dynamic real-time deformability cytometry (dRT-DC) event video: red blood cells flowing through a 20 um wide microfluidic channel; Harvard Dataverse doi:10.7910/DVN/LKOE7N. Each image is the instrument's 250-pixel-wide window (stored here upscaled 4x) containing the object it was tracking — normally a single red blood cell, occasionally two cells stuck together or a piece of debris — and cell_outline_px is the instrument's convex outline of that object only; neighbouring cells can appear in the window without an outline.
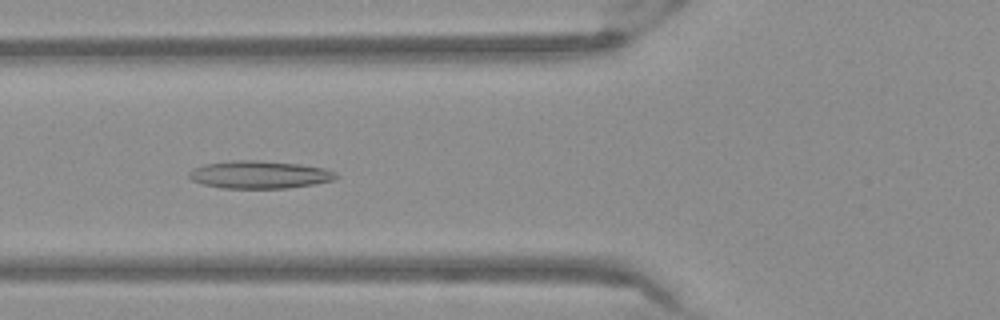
{"species": "Egyptian fruit bat (a non-hibernating species)", "species_latin": "Rousettus aegyptiacus", "temperature_condition": "warm", "stored_images_in_passage": 49, "camera_frame_rate_fps": 3000, "um_per_image_px": 0.085, "frame": {"image": 1, "passage_image": 17, "time_ms": 5.333, "image_size_px": [1000, 320], "cell_outline_px": [[340, 176], [336, 180], [288, 188], [224, 188], [204, 184], [192, 180], [188, 176], [188, 172], [192, 168], [204, 164], [236, 160], [256, 160], [300, 164], [324, 168], [336, 172]], "centroid_in_image_um": [22.08, 14.84], "position_along_channel_um": 103.7, "area_um2": 23.76}}
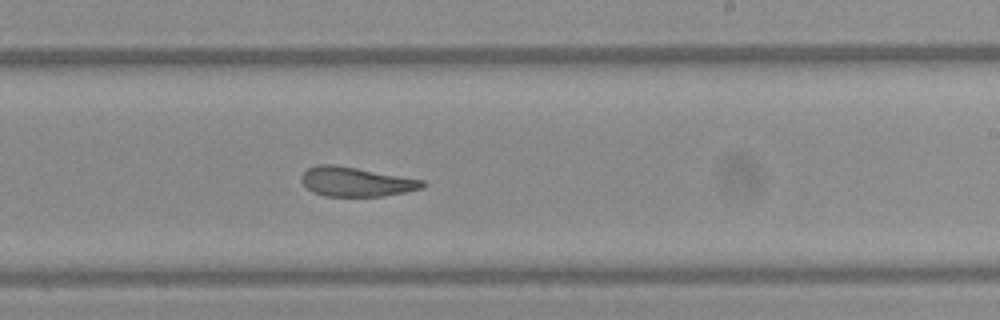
{"frame": {"image": 2, "passage_image": 29, "time_ms": 9.333, "image_size_px": [1000, 320], "cell_outline_px": [[428, 184], [424, 188], [384, 196], [324, 196], [312, 192], [300, 180], [300, 176], [308, 168], [320, 164], [332, 164], [356, 168], [424, 180]], "centroid_in_image_um": [30.27, 15.45], "position_along_channel_um": 258.7, "area_um2": 20.69}}
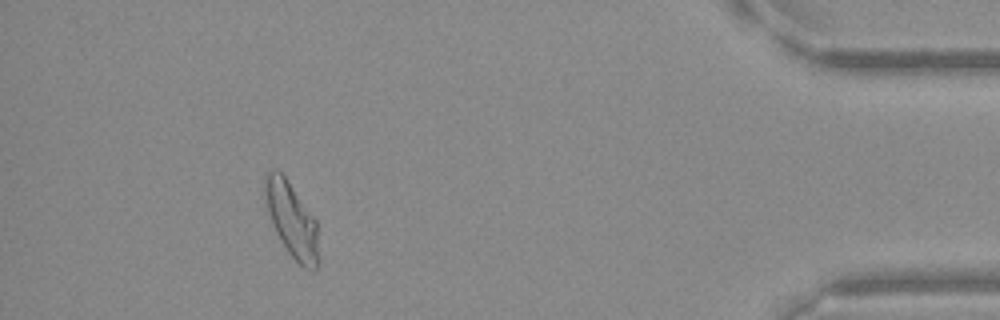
{"frame": {"image": 3, "passage_image": 45, "time_ms": 14.667, "image_size_px": [1000, 320], "cell_outline_px": [[320, 260], [316, 268], [312, 272], [304, 268], [288, 252], [280, 240], [272, 224], [268, 212], [264, 192], [264, 176], [272, 168], [276, 168], [284, 176], [316, 220]], "centroid_in_image_um": [24.81, 18.72], "position_along_channel_um": 410.4, "area_um2": 23.41}}